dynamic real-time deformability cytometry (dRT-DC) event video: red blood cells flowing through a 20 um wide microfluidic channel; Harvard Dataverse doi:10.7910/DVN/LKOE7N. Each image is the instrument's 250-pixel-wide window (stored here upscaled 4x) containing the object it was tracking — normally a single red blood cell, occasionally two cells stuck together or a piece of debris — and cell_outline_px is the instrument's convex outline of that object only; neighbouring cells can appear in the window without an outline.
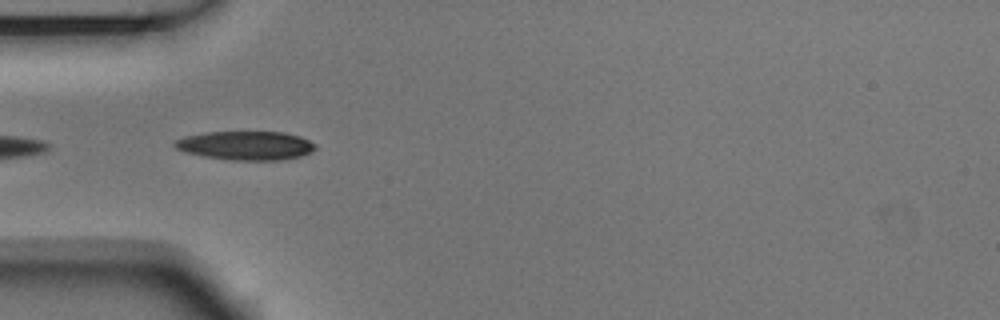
{"species": "Egyptian fruit bat (a non-hibernating species)", "species_latin": "Rousettus aegyptiacus", "temperature_condition": "room temperature", "stored_images_in_passage": 5, "camera_frame_rate_fps": 3000, "um_per_image_px": 0.085, "animal": {"sex": "male"}, "frame": {"image": 1, "passage_image": 1, "time_ms": 0.0, "image_size_px": [1000, 320], "cell_outline_px": [[316, 148], [312, 152], [300, 156], [284, 160], [228, 160], [204, 156], [184, 152], [176, 148], [172, 144], [176, 140], [184, 136], [208, 132], [284, 132], [300, 136], [316, 144]], "centroid_in_image_um": [20.9, 12.37], "position_along_channel_um": 64.1, "area_um2": 23.76}}